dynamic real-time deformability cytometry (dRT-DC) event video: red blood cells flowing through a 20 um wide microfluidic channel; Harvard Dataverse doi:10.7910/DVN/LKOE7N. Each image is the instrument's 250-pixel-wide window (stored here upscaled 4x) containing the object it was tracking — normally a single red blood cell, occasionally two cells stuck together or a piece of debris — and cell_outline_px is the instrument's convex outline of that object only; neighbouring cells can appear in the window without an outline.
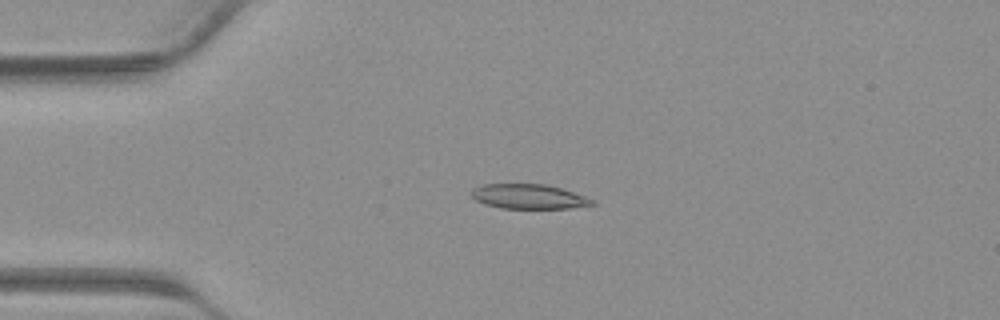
{"species": "common noctule bat (a hibernating species)", "species_latin": "Nyctalus noctula", "temperature_condition": "warm", "stored_images_in_passage": 34, "camera_frame_rate_fps": 3000, "um_per_image_px": 0.085, "animal": {"sex": "male", "body_mass_g": 23.1, "forearm_length_mm": 52.7}, "frame": {"image": 1, "passage_image": 3, "time_ms": 0.667, "image_size_px": [1000, 320], "cell_outline_px": [[596, 204], [568, 208], [500, 208], [484, 204], [476, 200], [468, 192], [472, 188], [484, 184], [544, 184], [560, 188], [584, 196], [592, 200]], "centroid_in_image_um": [44.86, 16.7], "position_along_channel_um": 40.1, "area_um2": 17.22}}
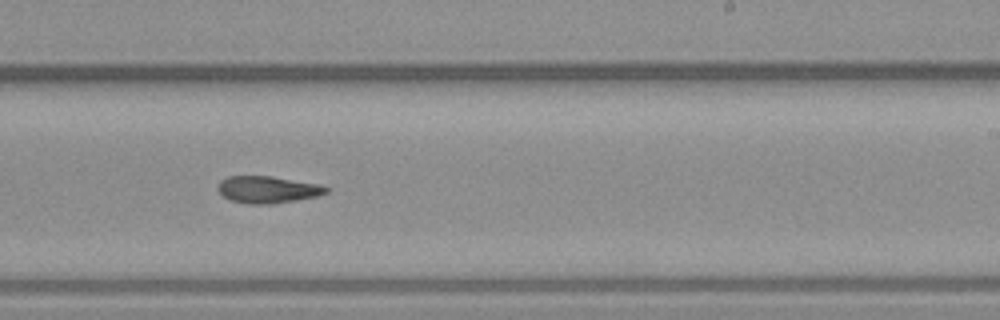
{"frame": {"image": 2, "passage_image": 18, "time_ms": 5.667, "image_size_px": [1000, 320], "cell_outline_px": [[332, 188], [328, 192], [316, 196], [272, 204], [248, 204], [228, 200], [216, 188], [220, 180], [228, 176], [272, 176], [320, 184]], "centroid_in_image_um": [22.75, 16.11], "position_along_channel_um": 266.3, "area_um2": 17.17}}
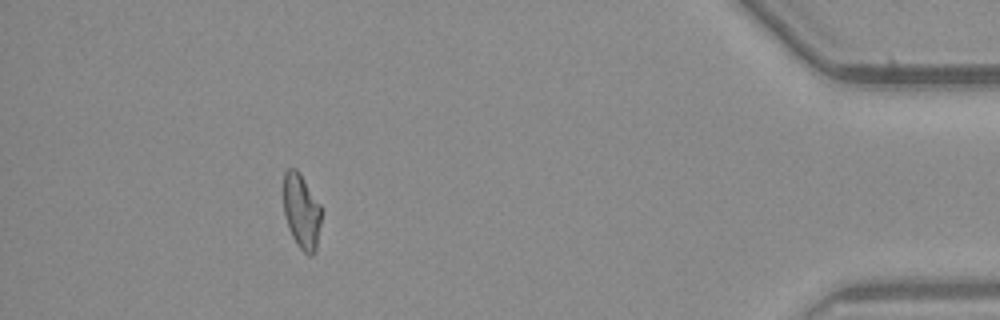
{"frame": {"image": 3, "passage_image": 30, "time_ms": 9.667, "image_size_px": [1000, 320], "cell_outline_px": [[320, 224], [316, 252], [312, 256], [308, 256], [296, 244], [288, 228], [284, 212], [284, 172], [288, 168], [296, 168], [300, 172], [320, 204]], "centroid_in_image_um": [25.62, 17.97], "position_along_channel_um": 409.6, "area_um2": 16.59}}